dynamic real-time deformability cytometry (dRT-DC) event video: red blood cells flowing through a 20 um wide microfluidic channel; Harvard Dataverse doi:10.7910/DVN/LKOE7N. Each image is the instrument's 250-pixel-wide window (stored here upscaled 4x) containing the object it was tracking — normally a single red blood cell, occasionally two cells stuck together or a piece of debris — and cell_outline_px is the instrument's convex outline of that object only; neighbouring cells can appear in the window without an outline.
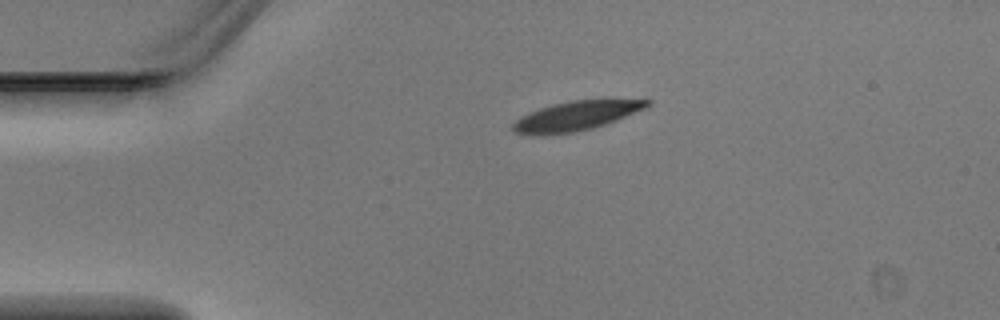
{"species": "Egyptian fruit bat (a non-hibernating species)", "species_latin": "Rousettus aegyptiacus", "temperature_condition": "warm", "stored_images_in_passage": 5, "camera_frame_rate_fps": 3000, "um_per_image_px": 0.085, "animal": {"sex": "male"}, "frame": {"image": 1, "passage_image": 5, "time_ms": 1.333, "image_size_px": [1000, 320], "cell_outline_px": [[652, 104], [648, 108], [616, 120], [604, 124], [572, 132], [516, 132], [512, 128], [512, 124], [520, 116], [540, 108], [552, 104], [572, 100], [604, 96], [648, 96], [652, 100]], "centroid_in_image_um": [49.33, 9.68], "position_along_channel_um": 35.7, "area_um2": 23.7}}